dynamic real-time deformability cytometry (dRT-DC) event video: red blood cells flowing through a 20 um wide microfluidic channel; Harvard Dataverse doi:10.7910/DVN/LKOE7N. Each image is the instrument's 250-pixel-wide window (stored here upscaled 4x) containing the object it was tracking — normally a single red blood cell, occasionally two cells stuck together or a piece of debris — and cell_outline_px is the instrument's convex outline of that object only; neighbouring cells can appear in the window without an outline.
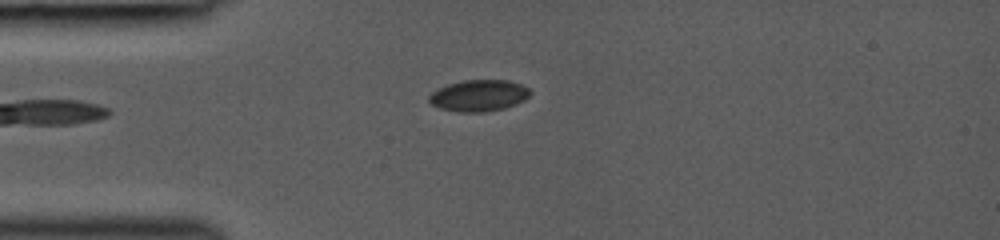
{"species": "common noctule bat (a hibernating species)", "species_latin": "Nyctalus noctula", "temperature_condition": "room temperature", "stored_images_in_passage": 33, "camera_frame_rate_fps": 3000, "um_per_image_px": 0.085, "animal": {"sex": "female", "body_mass_g": 19.0, "forearm_length_mm": 53.3}, "frame": {"image": 1, "passage_image": 1, "time_ms": 0.0, "image_size_px": [1000, 240], "cell_outline_px": [[532, 92], [524, 100], [516, 104], [504, 108], [484, 112], [456, 112], [440, 108], [432, 104], [428, 100], [428, 96], [432, 92], [448, 84], [464, 80], [508, 80], [520, 84], [528, 88]], "centroid_in_image_um": [40.7, 8.13], "position_along_channel_um": 44.3, "area_um2": 18.5}}
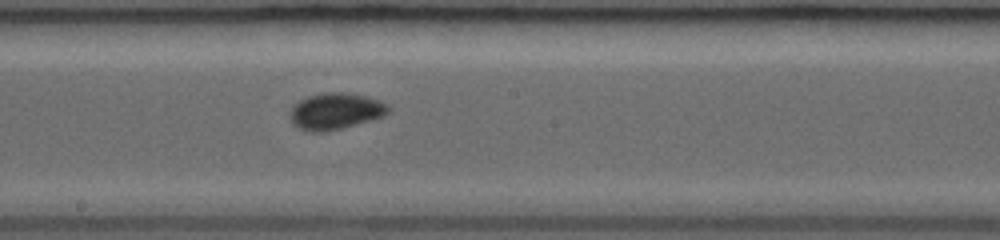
{"frame": {"image": 2, "passage_image": 14, "time_ms": 4.333, "image_size_px": [1000, 240], "cell_outline_px": [[392, 108], [384, 116], [340, 128], [320, 132], [312, 132], [300, 128], [292, 124], [288, 116], [288, 112], [292, 104], [308, 96], [324, 92], [340, 92], [364, 96], [380, 100], [388, 104]], "centroid_in_image_um": [28.47, 9.44], "position_along_channel_um": 219.7, "area_um2": 20.92}}
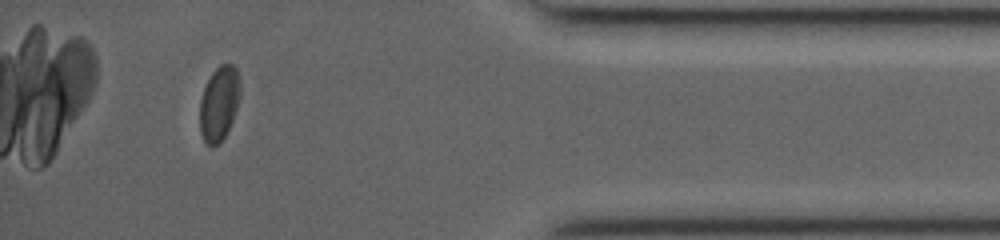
{"frame": {"image": 3, "passage_image": 29, "time_ms": 9.333, "image_size_px": [1000, 240], "cell_outline_px": [[240, 96], [232, 120], [220, 144], [212, 148], [204, 140], [200, 132], [200, 100], [204, 88], [212, 72], [220, 64], [232, 64], [236, 68], [240, 76]], "centroid_in_image_um": [18.63, 8.78], "position_along_channel_um": 416.6, "area_um2": 17.57}}